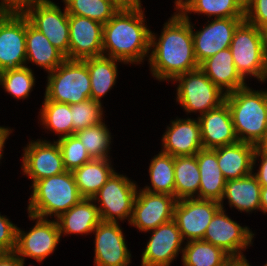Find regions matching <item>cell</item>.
<instances>
[{"mask_svg":"<svg viewBox=\"0 0 267 266\" xmlns=\"http://www.w3.org/2000/svg\"><path fill=\"white\" fill-rule=\"evenodd\" d=\"M190 18L175 11L163 24L158 37L151 31L147 60L151 75L156 80L172 81L180 74L199 68L194 54Z\"/></svg>","mask_w":267,"mask_h":266,"instance_id":"obj_1","label":"cell"},{"mask_svg":"<svg viewBox=\"0 0 267 266\" xmlns=\"http://www.w3.org/2000/svg\"><path fill=\"white\" fill-rule=\"evenodd\" d=\"M142 8L119 10L103 25V56L125 65L141 64L149 58L151 30Z\"/></svg>","mask_w":267,"mask_h":266,"instance_id":"obj_2","label":"cell"},{"mask_svg":"<svg viewBox=\"0 0 267 266\" xmlns=\"http://www.w3.org/2000/svg\"><path fill=\"white\" fill-rule=\"evenodd\" d=\"M239 141L258 146L267 132V90L249 86L225 95Z\"/></svg>","mask_w":267,"mask_h":266,"instance_id":"obj_3","label":"cell"},{"mask_svg":"<svg viewBox=\"0 0 267 266\" xmlns=\"http://www.w3.org/2000/svg\"><path fill=\"white\" fill-rule=\"evenodd\" d=\"M27 211L41 218H58L81 199L71 171L36 181L32 186Z\"/></svg>","mask_w":267,"mask_h":266,"instance_id":"obj_4","label":"cell"},{"mask_svg":"<svg viewBox=\"0 0 267 266\" xmlns=\"http://www.w3.org/2000/svg\"><path fill=\"white\" fill-rule=\"evenodd\" d=\"M46 81L44 97L48 100L73 105L90 99L89 70L82 60L66 59L48 73Z\"/></svg>","mask_w":267,"mask_h":266,"instance_id":"obj_5","label":"cell"},{"mask_svg":"<svg viewBox=\"0 0 267 266\" xmlns=\"http://www.w3.org/2000/svg\"><path fill=\"white\" fill-rule=\"evenodd\" d=\"M229 48L234 65L244 80L253 76L260 82L267 81V58L261 29L244 20L236 28Z\"/></svg>","mask_w":267,"mask_h":266,"instance_id":"obj_6","label":"cell"},{"mask_svg":"<svg viewBox=\"0 0 267 266\" xmlns=\"http://www.w3.org/2000/svg\"><path fill=\"white\" fill-rule=\"evenodd\" d=\"M18 7L29 22L69 60V14L66 8L61 10L51 0H25Z\"/></svg>","mask_w":267,"mask_h":266,"instance_id":"obj_7","label":"cell"},{"mask_svg":"<svg viewBox=\"0 0 267 266\" xmlns=\"http://www.w3.org/2000/svg\"><path fill=\"white\" fill-rule=\"evenodd\" d=\"M176 102L188 113L206 112L218 108L225 102V93L221 91L200 69L176 76Z\"/></svg>","mask_w":267,"mask_h":266,"instance_id":"obj_8","label":"cell"},{"mask_svg":"<svg viewBox=\"0 0 267 266\" xmlns=\"http://www.w3.org/2000/svg\"><path fill=\"white\" fill-rule=\"evenodd\" d=\"M137 190L135 181L115 171L92 198L99 210L101 221L127 220L129 223Z\"/></svg>","mask_w":267,"mask_h":266,"instance_id":"obj_9","label":"cell"},{"mask_svg":"<svg viewBox=\"0 0 267 266\" xmlns=\"http://www.w3.org/2000/svg\"><path fill=\"white\" fill-rule=\"evenodd\" d=\"M26 15L9 6L0 15V71L26 66Z\"/></svg>","mask_w":267,"mask_h":266,"instance_id":"obj_10","label":"cell"},{"mask_svg":"<svg viewBox=\"0 0 267 266\" xmlns=\"http://www.w3.org/2000/svg\"><path fill=\"white\" fill-rule=\"evenodd\" d=\"M29 219L36 224L28 232L17 227L15 253L25 261L32 258L43 262L55 252L60 243V231L56 220L41 218L28 213Z\"/></svg>","mask_w":267,"mask_h":266,"instance_id":"obj_11","label":"cell"},{"mask_svg":"<svg viewBox=\"0 0 267 266\" xmlns=\"http://www.w3.org/2000/svg\"><path fill=\"white\" fill-rule=\"evenodd\" d=\"M220 208L209 223L203 241L221 248L231 258L246 257L242 251L253 245L255 234L248 226L242 227Z\"/></svg>","mask_w":267,"mask_h":266,"instance_id":"obj_12","label":"cell"},{"mask_svg":"<svg viewBox=\"0 0 267 266\" xmlns=\"http://www.w3.org/2000/svg\"><path fill=\"white\" fill-rule=\"evenodd\" d=\"M220 208V202L214 200L198 198L177 200L173 220L184 242L202 240L209 223Z\"/></svg>","mask_w":267,"mask_h":266,"instance_id":"obj_13","label":"cell"},{"mask_svg":"<svg viewBox=\"0 0 267 266\" xmlns=\"http://www.w3.org/2000/svg\"><path fill=\"white\" fill-rule=\"evenodd\" d=\"M176 198L138 189L129 225L141 232H149L173 220Z\"/></svg>","mask_w":267,"mask_h":266,"instance_id":"obj_14","label":"cell"},{"mask_svg":"<svg viewBox=\"0 0 267 266\" xmlns=\"http://www.w3.org/2000/svg\"><path fill=\"white\" fill-rule=\"evenodd\" d=\"M22 172L32 181V185L43 178L66 171L57 141L30 140L23 148Z\"/></svg>","mask_w":267,"mask_h":266,"instance_id":"obj_15","label":"cell"},{"mask_svg":"<svg viewBox=\"0 0 267 266\" xmlns=\"http://www.w3.org/2000/svg\"><path fill=\"white\" fill-rule=\"evenodd\" d=\"M244 18H213L203 28L194 31L191 22L195 58L200 64L205 59L230 47L236 28Z\"/></svg>","mask_w":267,"mask_h":266,"instance_id":"obj_16","label":"cell"},{"mask_svg":"<svg viewBox=\"0 0 267 266\" xmlns=\"http://www.w3.org/2000/svg\"><path fill=\"white\" fill-rule=\"evenodd\" d=\"M123 228L119 222L101 221L92 232L95 233V266H129L131 251L125 242Z\"/></svg>","mask_w":267,"mask_h":266,"instance_id":"obj_17","label":"cell"},{"mask_svg":"<svg viewBox=\"0 0 267 266\" xmlns=\"http://www.w3.org/2000/svg\"><path fill=\"white\" fill-rule=\"evenodd\" d=\"M150 233L142 252L141 266H171L179 253H183L182 245L185 244L176 222L171 220Z\"/></svg>","mask_w":267,"mask_h":266,"instance_id":"obj_18","label":"cell"},{"mask_svg":"<svg viewBox=\"0 0 267 266\" xmlns=\"http://www.w3.org/2000/svg\"><path fill=\"white\" fill-rule=\"evenodd\" d=\"M69 22V60L102 56L103 24L87 17L71 15Z\"/></svg>","mask_w":267,"mask_h":266,"instance_id":"obj_19","label":"cell"},{"mask_svg":"<svg viewBox=\"0 0 267 266\" xmlns=\"http://www.w3.org/2000/svg\"><path fill=\"white\" fill-rule=\"evenodd\" d=\"M162 136L161 151L177 156H193L203 149L198 118H177L170 121Z\"/></svg>","mask_w":267,"mask_h":266,"instance_id":"obj_20","label":"cell"},{"mask_svg":"<svg viewBox=\"0 0 267 266\" xmlns=\"http://www.w3.org/2000/svg\"><path fill=\"white\" fill-rule=\"evenodd\" d=\"M203 149H215L238 142L226 102L198 116Z\"/></svg>","mask_w":267,"mask_h":266,"instance_id":"obj_21","label":"cell"},{"mask_svg":"<svg viewBox=\"0 0 267 266\" xmlns=\"http://www.w3.org/2000/svg\"><path fill=\"white\" fill-rule=\"evenodd\" d=\"M199 68L225 94L247 86L234 65L230 48L205 59Z\"/></svg>","mask_w":267,"mask_h":266,"instance_id":"obj_22","label":"cell"},{"mask_svg":"<svg viewBox=\"0 0 267 266\" xmlns=\"http://www.w3.org/2000/svg\"><path fill=\"white\" fill-rule=\"evenodd\" d=\"M256 145L238 141L215 148L220 170L226 180L239 179L253 173V155Z\"/></svg>","mask_w":267,"mask_h":266,"instance_id":"obj_23","label":"cell"},{"mask_svg":"<svg viewBox=\"0 0 267 266\" xmlns=\"http://www.w3.org/2000/svg\"><path fill=\"white\" fill-rule=\"evenodd\" d=\"M60 237L63 235H90L101 222L93 199L82 198L76 205L55 219Z\"/></svg>","mask_w":267,"mask_h":266,"instance_id":"obj_24","label":"cell"},{"mask_svg":"<svg viewBox=\"0 0 267 266\" xmlns=\"http://www.w3.org/2000/svg\"><path fill=\"white\" fill-rule=\"evenodd\" d=\"M26 66L29 62L47 73L61 65L66 57L26 17Z\"/></svg>","mask_w":267,"mask_h":266,"instance_id":"obj_25","label":"cell"},{"mask_svg":"<svg viewBox=\"0 0 267 266\" xmlns=\"http://www.w3.org/2000/svg\"><path fill=\"white\" fill-rule=\"evenodd\" d=\"M200 172L198 199L221 202L226 185L219 168L217 153L214 149H202L196 154Z\"/></svg>","mask_w":267,"mask_h":266,"instance_id":"obj_26","label":"cell"},{"mask_svg":"<svg viewBox=\"0 0 267 266\" xmlns=\"http://www.w3.org/2000/svg\"><path fill=\"white\" fill-rule=\"evenodd\" d=\"M260 193L261 185L253 173L239 179L227 180L220 206L224 209L223 203L227 199L229 207L240 212L250 214L255 210L260 211Z\"/></svg>","mask_w":267,"mask_h":266,"instance_id":"obj_27","label":"cell"},{"mask_svg":"<svg viewBox=\"0 0 267 266\" xmlns=\"http://www.w3.org/2000/svg\"><path fill=\"white\" fill-rule=\"evenodd\" d=\"M175 11L182 16L204 14L207 18H244L245 0H175Z\"/></svg>","mask_w":267,"mask_h":266,"instance_id":"obj_28","label":"cell"},{"mask_svg":"<svg viewBox=\"0 0 267 266\" xmlns=\"http://www.w3.org/2000/svg\"><path fill=\"white\" fill-rule=\"evenodd\" d=\"M88 67L90 75L91 96L94 101L101 102L110 89L116 84L118 63L124 62L106 56L89 57L82 60Z\"/></svg>","mask_w":267,"mask_h":266,"instance_id":"obj_29","label":"cell"},{"mask_svg":"<svg viewBox=\"0 0 267 266\" xmlns=\"http://www.w3.org/2000/svg\"><path fill=\"white\" fill-rule=\"evenodd\" d=\"M111 159H93L73 171L82 198L92 199L115 172Z\"/></svg>","mask_w":267,"mask_h":266,"instance_id":"obj_30","label":"cell"},{"mask_svg":"<svg viewBox=\"0 0 267 266\" xmlns=\"http://www.w3.org/2000/svg\"><path fill=\"white\" fill-rule=\"evenodd\" d=\"M176 200L198 198L200 172L196 155L174 157Z\"/></svg>","mask_w":267,"mask_h":266,"instance_id":"obj_31","label":"cell"},{"mask_svg":"<svg viewBox=\"0 0 267 266\" xmlns=\"http://www.w3.org/2000/svg\"><path fill=\"white\" fill-rule=\"evenodd\" d=\"M181 260L183 266H224L231 257L221 248L203 240L185 242Z\"/></svg>","mask_w":267,"mask_h":266,"instance_id":"obj_32","label":"cell"},{"mask_svg":"<svg viewBox=\"0 0 267 266\" xmlns=\"http://www.w3.org/2000/svg\"><path fill=\"white\" fill-rule=\"evenodd\" d=\"M40 110V125L58 135V139L73 135L71 105L58 103L44 97Z\"/></svg>","mask_w":267,"mask_h":266,"instance_id":"obj_33","label":"cell"},{"mask_svg":"<svg viewBox=\"0 0 267 266\" xmlns=\"http://www.w3.org/2000/svg\"><path fill=\"white\" fill-rule=\"evenodd\" d=\"M149 179L151 186H144L142 190L174 196V157L160 151L152 157L149 164Z\"/></svg>","mask_w":267,"mask_h":266,"instance_id":"obj_34","label":"cell"},{"mask_svg":"<svg viewBox=\"0 0 267 266\" xmlns=\"http://www.w3.org/2000/svg\"><path fill=\"white\" fill-rule=\"evenodd\" d=\"M107 127L103 121L74 133L93 159H110L109 150L113 139Z\"/></svg>","mask_w":267,"mask_h":266,"instance_id":"obj_35","label":"cell"},{"mask_svg":"<svg viewBox=\"0 0 267 266\" xmlns=\"http://www.w3.org/2000/svg\"><path fill=\"white\" fill-rule=\"evenodd\" d=\"M34 72L28 66L0 71V86L15 99H28L35 85Z\"/></svg>","mask_w":267,"mask_h":266,"instance_id":"obj_36","label":"cell"},{"mask_svg":"<svg viewBox=\"0 0 267 266\" xmlns=\"http://www.w3.org/2000/svg\"><path fill=\"white\" fill-rule=\"evenodd\" d=\"M62 2L68 14L87 17L103 25L119 11L109 0H63Z\"/></svg>","mask_w":267,"mask_h":266,"instance_id":"obj_37","label":"cell"},{"mask_svg":"<svg viewBox=\"0 0 267 266\" xmlns=\"http://www.w3.org/2000/svg\"><path fill=\"white\" fill-rule=\"evenodd\" d=\"M102 103L87 99L71 105L73 135L75 132L99 124L104 120Z\"/></svg>","mask_w":267,"mask_h":266,"instance_id":"obj_38","label":"cell"},{"mask_svg":"<svg viewBox=\"0 0 267 266\" xmlns=\"http://www.w3.org/2000/svg\"><path fill=\"white\" fill-rule=\"evenodd\" d=\"M56 141L59 144L66 171L73 172L83 164L93 160L82 142L75 135L56 139Z\"/></svg>","mask_w":267,"mask_h":266,"instance_id":"obj_39","label":"cell"},{"mask_svg":"<svg viewBox=\"0 0 267 266\" xmlns=\"http://www.w3.org/2000/svg\"><path fill=\"white\" fill-rule=\"evenodd\" d=\"M244 20L259 29L267 26V0H245Z\"/></svg>","mask_w":267,"mask_h":266,"instance_id":"obj_40","label":"cell"},{"mask_svg":"<svg viewBox=\"0 0 267 266\" xmlns=\"http://www.w3.org/2000/svg\"><path fill=\"white\" fill-rule=\"evenodd\" d=\"M16 237V224H13L6 215L0 213V253L14 252Z\"/></svg>","mask_w":267,"mask_h":266,"instance_id":"obj_41","label":"cell"},{"mask_svg":"<svg viewBox=\"0 0 267 266\" xmlns=\"http://www.w3.org/2000/svg\"><path fill=\"white\" fill-rule=\"evenodd\" d=\"M259 159H260L259 161L260 165L258 167L259 169L255 173L253 172V175L257 178L261 187H267V152L261 150L258 146H256L253 155V171H255L254 170V168H256L255 164Z\"/></svg>","mask_w":267,"mask_h":266,"instance_id":"obj_42","label":"cell"},{"mask_svg":"<svg viewBox=\"0 0 267 266\" xmlns=\"http://www.w3.org/2000/svg\"><path fill=\"white\" fill-rule=\"evenodd\" d=\"M22 260L15 252L0 253V266H24Z\"/></svg>","mask_w":267,"mask_h":266,"instance_id":"obj_43","label":"cell"},{"mask_svg":"<svg viewBox=\"0 0 267 266\" xmlns=\"http://www.w3.org/2000/svg\"><path fill=\"white\" fill-rule=\"evenodd\" d=\"M119 10H135L141 8V0H109Z\"/></svg>","mask_w":267,"mask_h":266,"instance_id":"obj_44","label":"cell"},{"mask_svg":"<svg viewBox=\"0 0 267 266\" xmlns=\"http://www.w3.org/2000/svg\"><path fill=\"white\" fill-rule=\"evenodd\" d=\"M12 133L11 128L9 127H4V126H0V161L3 156V151H4V147H5V143L9 137V135Z\"/></svg>","mask_w":267,"mask_h":266,"instance_id":"obj_45","label":"cell"},{"mask_svg":"<svg viewBox=\"0 0 267 266\" xmlns=\"http://www.w3.org/2000/svg\"><path fill=\"white\" fill-rule=\"evenodd\" d=\"M260 211L265 215L267 214V187H261Z\"/></svg>","mask_w":267,"mask_h":266,"instance_id":"obj_46","label":"cell"},{"mask_svg":"<svg viewBox=\"0 0 267 266\" xmlns=\"http://www.w3.org/2000/svg\"><path fill=\"white\" fill-rule=\"evenodd\" d=\"M224 266H251L246 257L231 258Z\"/></svg>","mask_w":267,"mask_h":266,"instance_id":"obj_47","label":"cell"},{"mask_svg":"<svg viewBox=\"0 0 267 266\" xmlns=\"http://www.w3.org/2000/svg\"><path fill=\"white\" fill-rule=\"evenodd\" d=\"M261 31L263 36L264 51L267 58V26L263 27Z\"/></svg>","mask_w":267,"mask_h":266,"instance_id":"obj_48","label":"cell"},{"mask_svg":"<svg viewBox=\"0 0 267 266\" xmlns=\"http://www.w3.org/2000/svg\"><path fill=\"white\" fill-rule=\"evenodd\" d=\"M1 1L8 6H19L25 0H1Z\"/></svg>","mask_w":267,"mask_h":266,"instance_id":"obj_49","label":"cell"},{"mask_svg":"<svg viewBox=\"0 0 267 266\" xmlns=\"http://www.w3.org/2000/svg\"><path fill=\"white\" fill-rule=\"evenodd\" d=\"M258 147L261 150H264L265 152H267V132H266L265 138L260 142V144L258 145Z\"/></svg>","mask_w":267,"mask_h":266,"instance_id":"obj_50","label":"cell"},{"mask_svg":"<svg viewBox=\"0 0 267 266\" xmlns=\"http://www.w3.org/2000/svg\"><path fill=\"white\" fill-rule=\"evenodd\" d=\"M9 6L4 4L1 0H0V15L8 8Z\"/></svg>","mask_w":267,"mask_h":266,"instance_id":"obj_51","label":"cell"}]
</instances>
